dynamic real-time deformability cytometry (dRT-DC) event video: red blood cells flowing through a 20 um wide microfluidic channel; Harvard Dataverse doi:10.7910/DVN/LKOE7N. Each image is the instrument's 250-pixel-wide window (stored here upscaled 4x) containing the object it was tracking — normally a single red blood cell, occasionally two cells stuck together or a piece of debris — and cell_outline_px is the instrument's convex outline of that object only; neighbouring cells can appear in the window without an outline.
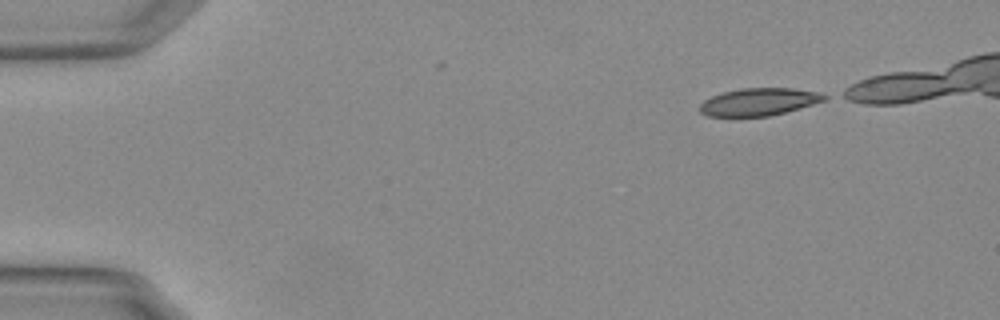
{"species": "Egyptian fruit bat (a non-hibernating species)", "species_latin": "Rousettus aegyptiacus", "temperature_condition": "warm", "stored_images_in_passage": 3, "camera_frame_rate_fps": 3000, "um_per_image_px": 0.085, "animal": {"sex": "female"}, "frame": {"image": 1, "passage_image": 3, "time_ms": 0.667, "image_size_px": [1000, 320], "cell_outline_px": [[828, 100], [784, 112], [768, 116], [708, 116], [700, 112], [700, 104], [704, 100], [712, 96], [724, 92], [744, 88], [792, 88], [820, 92], [828, 96]], "centroid_in_image_um": [64.55, 8.65], "position_along_channel_um": 20.5, "area_um2": 19.83}}